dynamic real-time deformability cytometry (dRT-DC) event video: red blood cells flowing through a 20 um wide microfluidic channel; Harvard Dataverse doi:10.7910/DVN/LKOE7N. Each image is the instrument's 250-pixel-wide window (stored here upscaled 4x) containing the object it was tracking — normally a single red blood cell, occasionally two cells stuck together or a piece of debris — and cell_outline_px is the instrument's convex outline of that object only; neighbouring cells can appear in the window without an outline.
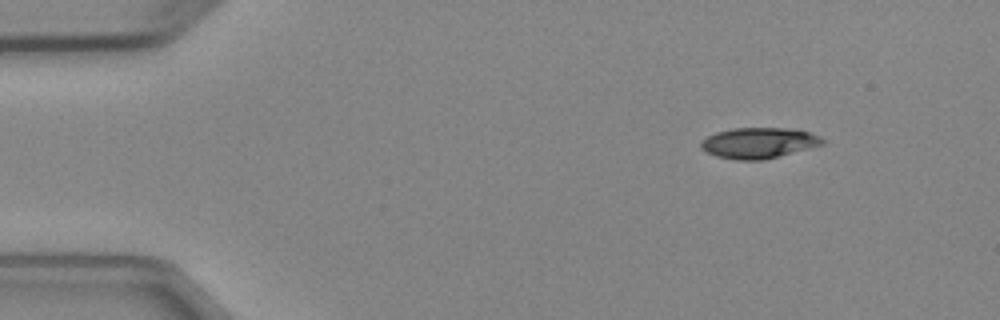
{"species": "Egyptian fruit bat (a non-hibernating species)", "species_latin": "Rousettus aegyptiacus", "temperature_condition": "cold", "stored_images_in_passage": 3, "camera_frame_rate_fps": 3000, "um_per_image_px": 0.085, "animal": {"sex": "female"}, "frame": {"image": 1, "passage_image": 1, "time_ms": 0.0, "image_size_px": [1000, 320], "cell_outline_px": [[824, 144], [764, 160], [736, 160], [716, 156], [700, 148], [700, 140], [716, 132], [732, 128], [784, 128], [808, 132], [820, 136], [824, 140]], "centroid_in_image_um": [64.45, 12.15], "position_along_channel_um": 20.5, "area_um2": 21.68}}
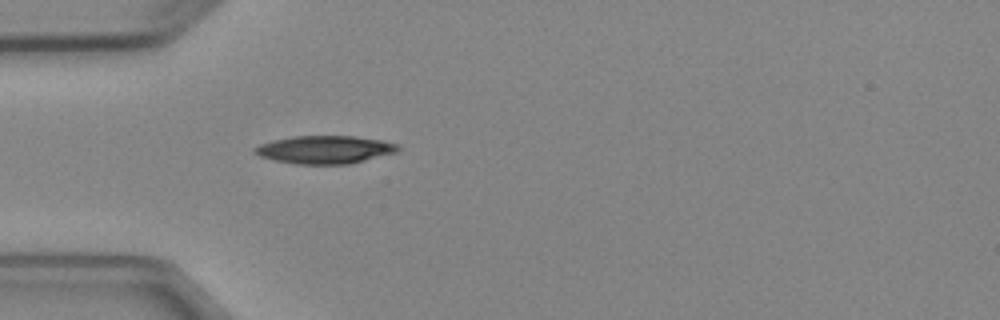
{"frame": {"image": 2, "passage_image": 3, "time_ms": 3.0, "image_size_px": [1000, 320], "cell_outline_px": [[400, 148], [396, 152], [348, 164], [296, 164], [276, 160], [260, 156], [252, 152], [252, 148], [260, 144], [272, 140], [292, 136], [352, 136], [384, 140], [400, 144]], "centroid_in_image_um": [27.6, 12.71], "position_along_channel_um": 57.4, "area_um2": 23.35}}